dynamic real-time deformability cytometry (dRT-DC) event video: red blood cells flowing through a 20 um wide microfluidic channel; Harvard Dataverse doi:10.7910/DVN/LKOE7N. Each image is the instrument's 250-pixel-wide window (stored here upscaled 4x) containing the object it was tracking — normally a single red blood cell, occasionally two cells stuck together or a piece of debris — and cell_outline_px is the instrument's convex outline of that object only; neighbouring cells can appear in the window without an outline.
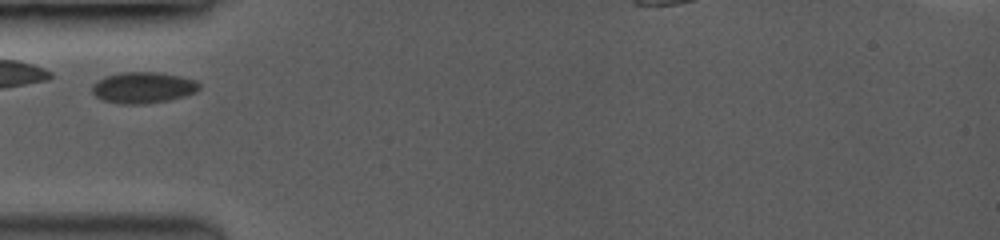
{"species": "common noctule bat (a hibernating species)", "species_latin": "Nyctalus noctula", "temperature_condition": "room temperature", "stored_images_in_passage": 3, "camera_frame_rate_fps": 3500, "um_per_image_px": 0.085, "animal": {"sex": "female", "body_mass_g": 19.0, "forearm_length_mm": 53.3}, "frame": {"image": 1, "passage_image": 1, "time_ms": 0.0, "image_size_px": [1000, 240], "cell_outline_px": [[200, 88], [192, 92], [168, 100], [136, 104], [124, 104], [104, 100], [96, 96], [92, 92], [92, 84], [96, 80], [104, 76], [120, 72], [160, 72], [180, 76], [192, 80], [200, 84]], "centroid_in_image_um": [12.09, 7.42], "position_along_channel_um": 72.9, "area_um2": 19.13}}